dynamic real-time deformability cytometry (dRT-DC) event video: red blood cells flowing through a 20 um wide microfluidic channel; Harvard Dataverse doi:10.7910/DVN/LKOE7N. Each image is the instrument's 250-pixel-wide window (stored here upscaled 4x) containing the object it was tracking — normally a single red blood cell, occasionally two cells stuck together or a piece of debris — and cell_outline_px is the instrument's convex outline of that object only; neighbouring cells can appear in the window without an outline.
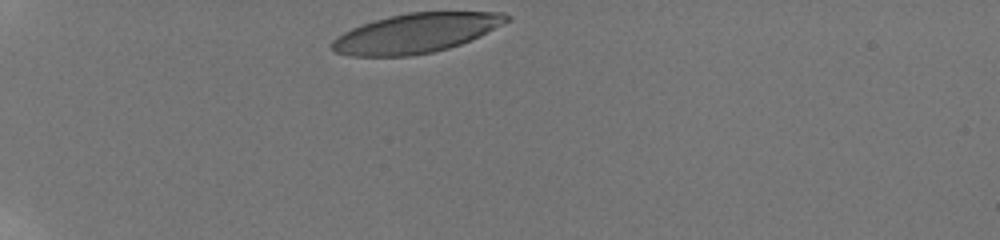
{"species": "human", "species_latin": "Homo sapiens", "temperature_condition": "room temperature", "stored_images_in_passage": 3, "camera_frame_rate_fps": 3000, "um_per_image_px": 0.085, "donor": {"sex": "male"}, "frame": {"image": 1, "passage_image": 1, "time_ms": 0.0, "image_size_px": [1000, 240], "cell_outline_px": [[512, 20], [480, 36], [460, 44], [448, 48], [432, 52], [408, 56], [352, 56], [336, 52], [332, 48], [332, 40], [336, 36], [360, 24], [388, 16], [408, 12], [504, 12], [512, 16]], "centroid_in_image_um": [35.39, 2.8], "position_along_channel_um": 49.6, "area_um2": 40.23}}
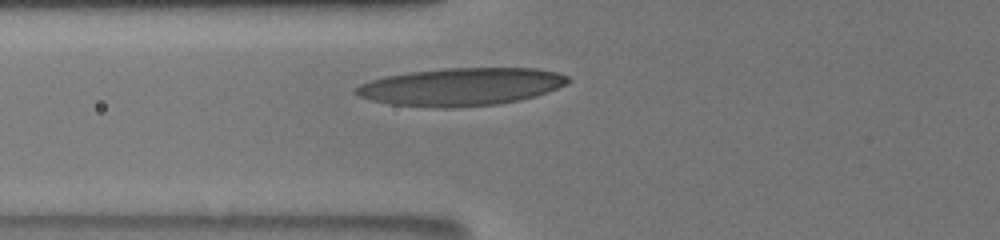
{"frame": {"image": 2, "passage_image": 3, "time_ms": 2.333, "image_size_px": [1000, 240], "cell_outline_px": [[568, 80], [564, 84], [556, 88], [536, 96], [520, 100], [500, 104], [456, 108], [444, 108], [388, 104], [372, 100], [360, 96], [352, 92], [352, 88], [360, 84], [372, 80], [388, 76], [412, 72], [444, 68], [536, 68], [556, 72], [568, 76]], "centroid_in_image_um": [39.17, 7.38], "position_along_channel_um": 86.6, "area_um2": 46.53}}